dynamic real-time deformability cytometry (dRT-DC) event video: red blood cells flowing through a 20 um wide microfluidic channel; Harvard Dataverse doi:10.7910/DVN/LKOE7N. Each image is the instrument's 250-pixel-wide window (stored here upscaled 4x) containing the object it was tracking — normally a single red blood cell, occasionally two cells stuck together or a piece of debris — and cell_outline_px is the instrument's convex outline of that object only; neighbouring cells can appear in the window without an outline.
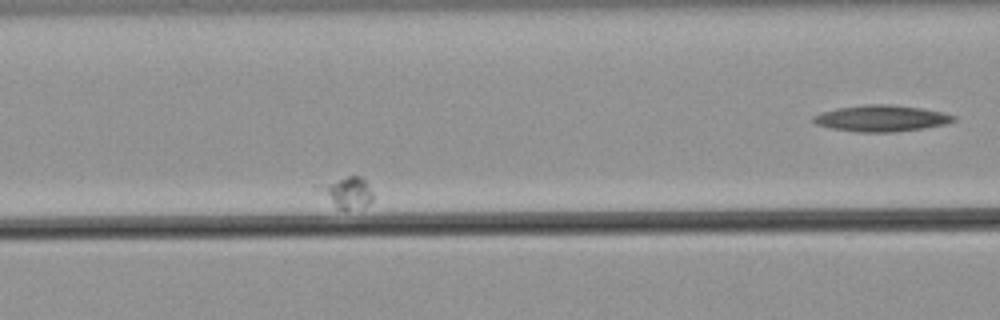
{"species": "common noctule bat (a hibernating species)", "species_latin": "Nyctalus noctula", "temperature_condition": "warm", "stored_images_in_passage": 10, "segment_of_instrument_passage": [2, 2], "camera_frame_rate_fps": 3000, "um_per_image_px": 0.085, "animal": {"sex": "male", "body_mass_g": 21.5, "forearm_length_mm": 52.0}, "frame": {"image": 1, "passage_image": 7, "time_ms": 2.0, "image_size_px": [1000, 320], "cell_outline_px": [[372, 200], [364, 208], [344, 212], [336, 208], [312, 188], [348, 176], [360, 176], [364, 180], [372, 192]], "centroid_in_image_um": [29.45, 16.43], "position_along_channel_um": 137.1, "area_um2": 10.12}}